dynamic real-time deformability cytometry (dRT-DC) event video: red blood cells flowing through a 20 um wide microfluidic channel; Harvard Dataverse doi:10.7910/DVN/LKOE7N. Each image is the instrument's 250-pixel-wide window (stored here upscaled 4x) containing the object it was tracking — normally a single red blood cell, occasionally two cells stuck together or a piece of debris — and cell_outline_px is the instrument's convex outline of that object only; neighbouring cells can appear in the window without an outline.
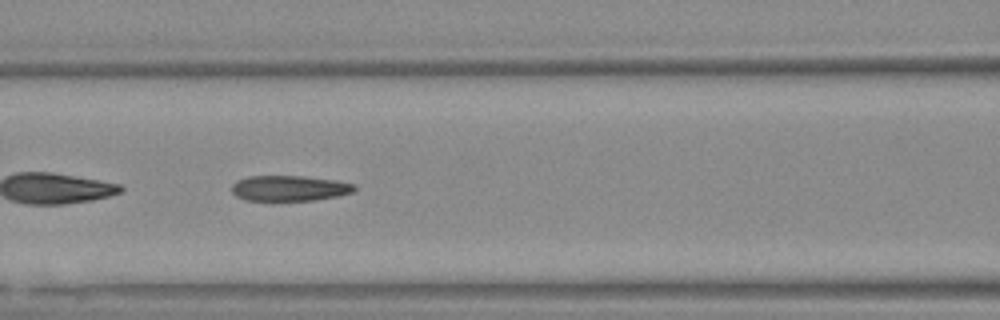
{"species": "Egyptian fruit bat (a non-hibernating species)", "species_latin": "Rousettus aegyptiacus", "temperature_condition": "warm", "stored_images_in_passage": 55, "segment_of_instrument_passage": [2, 2], "camera_frame_rate_fps": 3000, "um_per_image_px": 0.085, "animal": {"sex": "female"}, "frame": {"image": 1, "passage_image": 24, "time_ms": 7.667, "image_size_px": [1000, 320], "cell_outline_px": [[356, 188], [352, 192], [336, 196], [312, 200], [272, 204], [244, 200], [236, 196], [232, 192], [232, 184], [236, 180], [248, 176], [304, 176], [336, 180], [352, 184]], "centroid_in_image_um": [24.49, 16.05], "position_along_channel_um": 142.1, "area_um2": 19.07}}
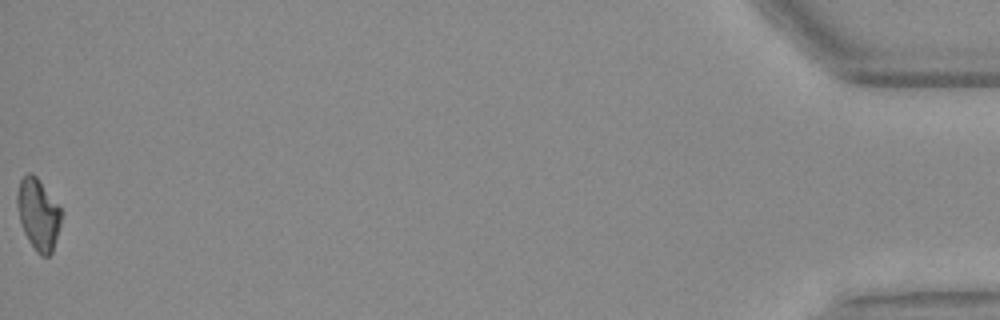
{"frame": {"image": 2, "passage_image": 55, "time_ms": 18.0, "image_size_px": [1000, 320], "cell_outline_px": [[60, 224], [52, 252], [48, 256], [40, 256], [36, 252], [28, 240], [24, 232], [20, 220], [16, 204], [16, 196], [20, 180], [28, 172], [32, 172], [36, 176], [60, 208]], "centroid_in_image_um": [3.22, 18.22], "position_along_channel_um": 432.0, "area_um2": 18.03}}